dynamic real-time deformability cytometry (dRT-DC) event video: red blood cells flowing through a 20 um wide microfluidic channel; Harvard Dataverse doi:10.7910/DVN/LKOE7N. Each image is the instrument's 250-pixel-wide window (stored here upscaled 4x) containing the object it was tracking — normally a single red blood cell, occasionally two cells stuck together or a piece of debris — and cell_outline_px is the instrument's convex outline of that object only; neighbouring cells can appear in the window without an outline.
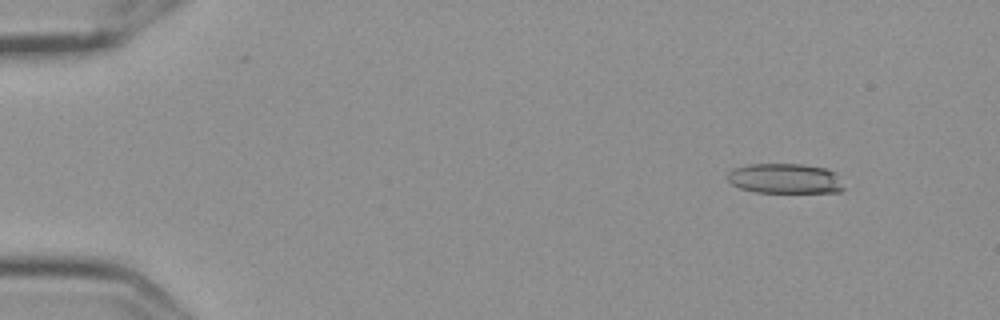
{"species": "Egyptian fruit bat (a non-hibernating species)", "species_latin": "Rousettus aegyptiacus", "temperature_condition": "cold", "stored_images_in_passage": 57, "camera_frame_rate_fps": 3000, "um_per_image_px": 0.085, "frame": {"image": 1, "passage_image": 6, "time_ms": 1.667, "image_size_px": [1000, 320], "cell_outline_px": [[844, 188], [840, 192], [756, 192], [740, 188], [732, 184], [728, 180], [728, 172], [736, 168], [748, 164], [800, 164], [824, 168], [836, 172]], "centroid_in_image_um": [66.74, 15.18], "position_along_channel_um": 18.3, "area_um2": 20.23}}
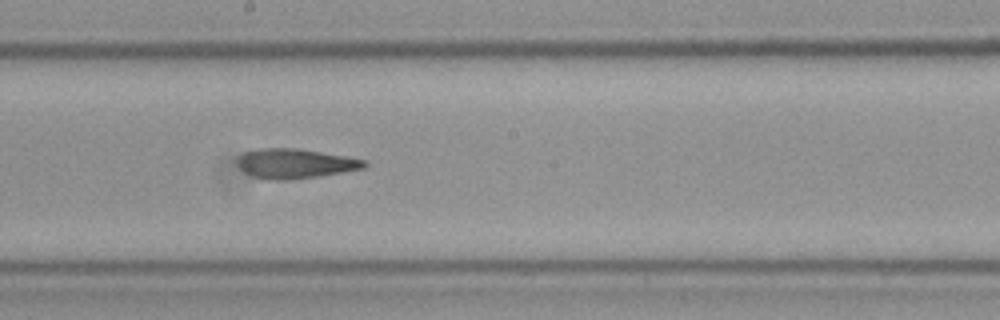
{"frame": {"image": 2, "passage_image": 32, "time_ms": 10.333, "image_size_px": [1000, 320], "cell_outline_px": [[368, 164], [364, 168], [316, 176], [288, 180], [272, 180], [252, 176], [244, 172], [240, 168], [236, 160], [244, 152], [256, 148], [300, 148], [348, 156], [368, 160]], "centroid_in_image_um": [25.09, 13.88], "position_along_channel_um": 223.1, "area_um2": 22.08}}
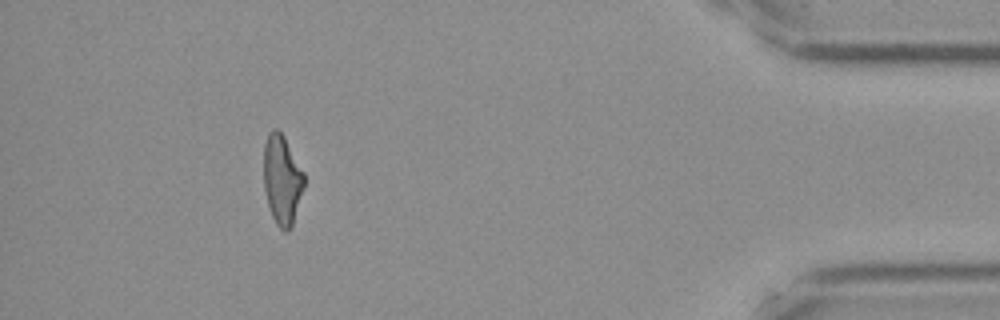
{"frame": {"image": 3, "passage_image": 52, "time_ms": 17.0, "image_size_px": [1000, 320], "cell_outline_px": [[304, 184], [292, 224], [288, 232], [284, 232], [276, 224], [272, 216], [268, 204], [264, 188], [264, 144], [268, 132], [272, 128], [276, 128], [284, 136], [304, 172]], "centroid_in_image_um": [23.96, 15.24], "position_along_channel_um": 411.2, "area_um2": 20.92}, "authors_computed_cell_mechanics": {"area_um2": 21.9062, "velocity_mm_per_s": 3.6183, "shape_relaxation_time_tau1_ms": null, "shape_relaxation_time_tau2_ms": 4.4882, "deformation_change_tau1": null, "deformation_change_tau2": 0.1475}}